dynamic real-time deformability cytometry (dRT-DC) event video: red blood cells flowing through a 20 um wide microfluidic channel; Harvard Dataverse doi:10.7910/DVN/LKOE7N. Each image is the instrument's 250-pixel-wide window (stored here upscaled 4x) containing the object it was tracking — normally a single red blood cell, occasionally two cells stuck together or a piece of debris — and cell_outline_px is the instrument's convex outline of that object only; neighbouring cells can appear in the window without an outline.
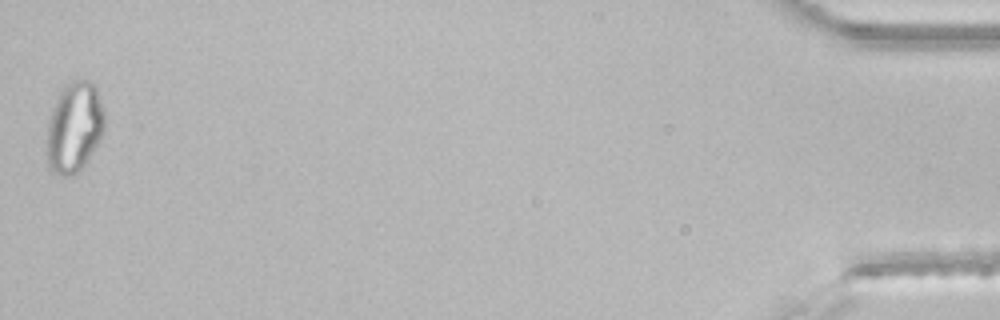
{"species": "common noctule bat (a hibernating species)", "species_latin": "Nyctalus noctula", "temperature_condition": "room temperature", "stored_images_in_passage": 46, "segment_of_instrument_passage": [2, 2], "camera_frame_rate_fps": 3000, "um_per_image_px": 0.085, "animal": {"sex": "male", "body_mass_g": 21.5, "forearm_length_mm": 52.0}, "frame": {"image": 1, "passage_image": 46, "time_ms": 15.0, "image_size_px": [1000, 320], "cell_outline_px": [[104, 128], [88, 160], [72, 176], [64, 176], [48, 168], [48, 116], [64, 84], [72, 80], [92, 80], [96, 84], [104, 108]], "centroid_in_image_um": [6.33, 10.75], "position_along_channel_um": 428.9, "area_um2": 30.35}}